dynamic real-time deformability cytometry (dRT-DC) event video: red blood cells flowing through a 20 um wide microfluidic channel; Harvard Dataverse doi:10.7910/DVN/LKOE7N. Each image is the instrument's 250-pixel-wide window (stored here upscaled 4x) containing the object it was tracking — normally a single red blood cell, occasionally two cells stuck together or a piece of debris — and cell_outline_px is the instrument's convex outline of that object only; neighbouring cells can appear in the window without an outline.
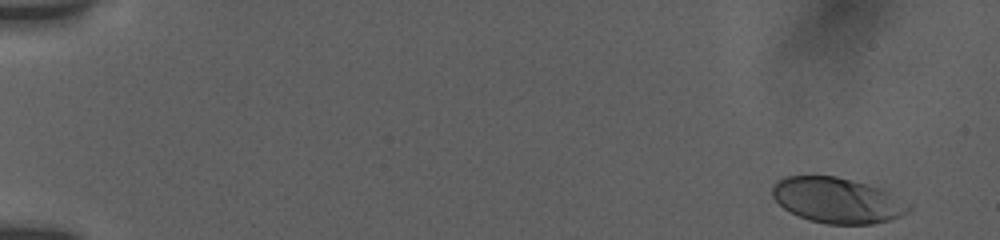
{"species": "human", "species_latin": "Homo sapiens", "temperature_condition": "room temperature", "stored_images_in_passage": 43, "camera_frame_rate_fps": 3000, "um_per_image_px": 0.085, "donor": {"sex": "female"}, "frame": {"image": 1, "passage_image": 1, "time_ms": 0.0, "image_size_px": [1000, 240], "cell_outline_px": [[912, 208], [908, 212], [900, 216], [888, 220], [872, 224], [828, 224], [808, 220], [784, 208], [772, 196], [772, 184], [776, 180], [784, 176], [836, 176], [852, 180], [880, 188], [912, 204]], "centroid_in_image_um": [71.17, 17.02], "position_along_channel_um": 13.8, "area_um2": 36.13}}
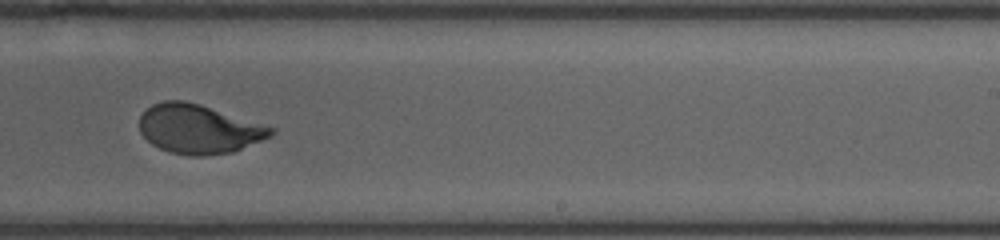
{"frame": {"image": 2, "passage_image": 20, "time_ms": 11.0, "image_size_px": [1000, 240], "cell_outline_px": [[276, 132], [272, 136], [232, 152], [204, 156], [188, 156], [168, 152], [152, 144], [140, 132], [140, 116], [152, 104], [164, 100], [184, 100], [200, 104], [276, 128]], "centroid_in_image_um": [16.91, 10.97], "position_along_channel_um": 272.1, "area_um2": 37.69}}
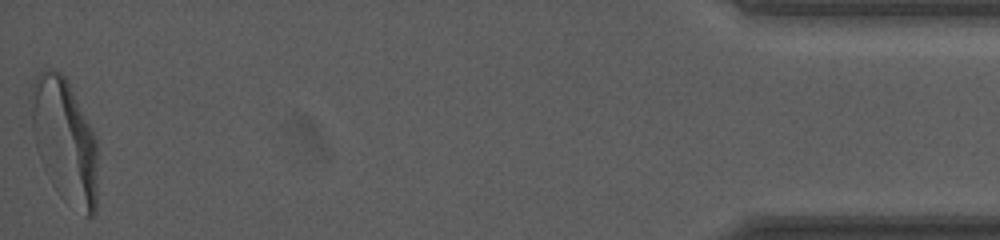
{"frame": {"image": 3, "passage_image": 43, "time_ms": 17.333, "image_size_px": [1000, 240], "cell_outline_px": [[96, 212], [92, 216], [88, 216], [32, 124], [28, 100], [28, 96], [36, 76], [44, 68], [48, 68], [60, 72], [64, 76], [92, 128], [96, 136]], "centroid_in_image_um": [5.58, 11.4], "position_along_channel_um": 429.6, "area_um2": 40.69}, "authors_computed_cell_mechanics": {"area_um2": 38.0324, "velocity_mm_per_s": 3.7858, "shape_relaxation_time_tau1_ms": 4.2978, "shape_relaxation_time_tau2_ms": null, "deformation_change_tau1": 0.2155, "deformation_change_tau2": null}}